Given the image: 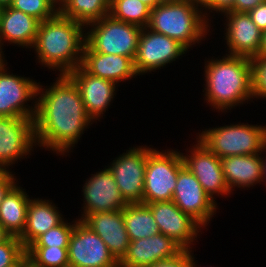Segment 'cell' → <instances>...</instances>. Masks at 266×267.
<instances>
[{"mask_svg":"<svg viewBox=\"0 0 266 267\" xmlns=\"http://www.w3.org/2000/svg\"><path fill=\"white\" fill-rule=\"evenodd\" d=\"M58 76L51 86L38 82L34 136L41 149L67 156L94 122L74 81L68 75Z\"/></svg>","mask_w":266,"mask_h":267,"instance_id":"1","label":"cell"},{"mask_svg":"<svg viewBox=\"0 0 266 267\" xmlns=\"http://www.w3.org/2000/svg\"><path fill=\"white\" fill-rule=\"evenodd\" d=\"M205 60L203 98L214 111L226 114L228 110L253 101V67L250 58L224 54Z\"/></svg>","mask_w":266,"mask_h":267,"instance_id":"2","label":"cell"},{"mask_svg":"<svg viewBox=\"0 0 266 267\" xmlns=\"http://www.w3.org/2000/svg\"><path fill=\"white\" fill-rule=\"evenodd\" d=\"M85 26L59 12L40 22L37 37L32 47L37 63L68 75L81 65L85 45Z\"/></svg>","mask_w":266,"mask_h":267,"instance_id":"3","label":"cell"},{"mask_svg":"<svg viewBox=\"0 0 266 267\" xmlns=\"http://www.w3.org/2000/svg\"><path fill=\"white\" fill-rule=\"evenodd\" d=\"M211 25L204 17L200 1L182 0L156 5L151 9L147 28L178 41L189 51L205 41Z\"/></svg>","mask_w":266,"mask_h":267,"instance_id":"4","label":"cell"},{"mask_svg":"<svg viewBox=\"0 0 266 267\" xmlns=\"http://www.w3.org/2000/svg\"><path fill=\"white\" fill-rule=\"evenodd\" d=\"M217 157L261 154L266 145V125L238 124L202 129L195 136Z\"/></svg>","mask_w":266,"mask_h":267,"instance_id":"5","label":"cell"},{"mask_svg":"<svg viewBox=\"0 0 266 267\" xmlns=\"http://www.w3.org/2000/svg\"><path fill=\"white\" fill-rule=\"evenodd\" d=\"M142 28L106 15L85 27V44L94 52L134 60Z\"/></svg>","mask_w":266,"mask_h":267,"instance_id":"6","label":"cell"},{"mask_svg":"<svg viewBox=\"0 0 266 267\" xmlns=\"http://www.w3.org/2000/svg\"><path fill=\"white\" fill-rule=\"evenodd\" d=\"M183 166L178 149L160 151L155 148L147 158L142 203L171 201L179 170Z\"/></svg>","mask_w":266,"mask_h":267,"instance_id":"7","label":"cell"},{"mask_svg":"<svg viewBox=\"0 0 266 267\" xmlns=\"http://www.w3.org/2000/svg\"><path fill=\"white\" fill-rule=\"evenodd\" d=\"M7 65L3 58L0 62V116L34 118L39 83L29 77L14 75L8 71Z\"/></svg>","mask_w":266,"mask_h":267,"instance_id":"8","label":"cell"},{"mask_svg":"<svg viewBox=\"0 0 266 267\" xmlns=\"http://www.w3.org/2000/svg\"><path fill=\"white\" fill-rule=\"evenodd\" d=\"M150 146L130 147L106 166L114 175L120 194L127 204L142 203L147 158L154 150Z\"/></svg>","mask_w":266,"mask_h":267,"instance_id":"9","label":"cell"},{"mask_svg":"<svg viewBox=\"0 0 266 267\" xmlns=\"http://www.w3.org/2000/svg\"><path fill=\"white\" fill-rule=\"evenodd\" d=\"M187 52L178 41L147 27L142 28L134 57L136 72L139 76L156 72L181 59Z\"/></svg>","mask_w":266,"mask_h":267,"instance_id":"10","label":"cell"},{"mask_svg":"<svg viewBox=\"0 0 266 267\" xmlns=\"http://www.w3.org/2000/svg\"><path fill=\"white\" fill-rule=\"evenodd\" d=\"M195 143L190 145L191 148L188 147V150L185 149L187 154L181 152L184 165L216 203V198L219 196L230 197L231 192L224 177L221 159L197 138Z\"/></svg>","mask_w":266,"mask_h":267,"instance_id":"11","label":"cell"},{"mask_svg":"<svg viewBox=\"0 0 266 267\" xmlns=\"http://www.w3.org/2000/svg\"><path fill=\"white\" fill-rule=\"evenodd\" d=\"M35 147L34 118L0 116V165L11 171L10 167L29 158Z\"/></svg>","mask_w":266,"mask_h":267,"instance_id":"12","label":"cell"},{"mask_svg":"<svg viewBox=\"0 0 266 267\" xmlns=\"http://www.w3.org/2000/svg\"><path fill=\"white\" fill-rule=\"evenodd\" d=\"M146 205L150 208L160 233L171 238L183 250L194 251L192 247L204 230L197 220L182 212L172 200Z\"/></svg>","mask_w":266,"mask_h":267,"instance_id":"13","label":"cell"},{"mask_svg":"<svg viewBox=\"0 0 266 267\" xmlns=\"http://www.w3.org/2000/svg\"><path fill=\"white\" fill-rule=\"evenodd\" d=\"M67 252L69 267H119L104 241L82 220L75 224Z\"/></svg>","mask_w":266,"mask_h":267,"instance_id":"14","label":"cell"},{"mask_svg":"<svg viewBox=\"0 0 266 267\" xmlns=\"http://www.w3.org/2000/svg\"><path fill=\"white\" fill-rule=\"evenodd\" d=\"M172 201L182 212L191 215L204 228L218 212V203L204 191L197 178L185 165L179 170Z\"/></svg>","mask_w":266,"mask_h":267,"instance_id":"15","label":"cell"},{"mask_svg":"<svg viewBox=\"0 0 266 267\" xmlns=\"http://www.w3.org/2000/svg\"><path fill=\"white\" fill-rule=\"evenodd\" d=\"M85 183V184H84ZM82 187L83 204L82 220L87 214L123 210L127 203L123 199L115 181L114 175L108 167L91 174Z\"/></svg>","mask_w":266,"mask_h":267,"instance_id":"16","label":"cell"},{"mask_svg":"<svg viewBox=\"0 0 266 267\" xmlns=\"http://www.w3.org/2000/svg\"><path fill=\"white\" fill-rule=\"evenodd\" d=\"M68 76L74 81L81 93L86 112L97 123L113 103L119 85L88 73L81 65L72 70ZM104 114V115H103Z\"/></svg>","mask_w":266,"mask_h":267,"instance_id":"17","label":"cell"},{"mask_svg":"<svg viewBox=\"0 0 266 267\" xmlns=\"http://www.w3.org/2000/svg\"><path fill=\"white\" fill-rule=\"evenodd\" d=\"M224 37L227 55L256 58L259 52L262 31L252 21L247 12H227L224 14Z\"/></svg>","mask_w":266,"mask_h":267,"instance_id":"18","label":"cell"},{"mask_svg":"<svg viewBox=\"0 0 266 267\" xmlns=\"http://www.w3.org/2000/svg\"><path fill=\"white\" fill-rule=\"evenodd\" d=\"M183 249L168 236L159 233L130 241L127 253L119 267H150L159 261L172 259Z\"/></svg>","mask_w":266,"mask_h":267,"instance_id":"19","label":"cell"},{"mask_svg":"<svg viewBox=\"0 0 266 267\" xmlns=\"http://www.w3.org/2000/svg\"><path fill=\"white\" fill-rule=\"evenodd\" d=\"M82 221L104 241L119 263L126 255L130 243L123 210L87 214Z\"/></svg>","mask_w":266,"mask_h":267,"instance_id":"20","label":"cell"},{"mask_svg":"<svg viewBox=\"0 0 266 267\" xmlns=\"http://www.w3.org/2000/svg\"><path fill=\"white\" fill-rule=\"evenodd\" d=\"M39 23L34 17L11 6L0 8V54L6 58L3 51L6 43L32 49Z\"/></svg>","mask_w":266,"mask_h":267,"instance_id":"21","label":"cell"},{"mask_svg":"<svg viewBox=\"0 0 266 267\" xmlns=\"http://www.w3.org/2000/svg\"><path fill=\"white\" fill-rule=\"evenodd\" d=\"M81 66L91 75L112 81L119 86L120 82L139 76L132 58L94 52L86 44Z\"/></svg>","mask_w":266,"mask_h":267,"instance_id":"22","label":"cell"},{"mask_svg":"<svg viewBox=\"0 0 266 267\" xmlns=\"http://www.w3.org/2000/svg\"><path fill=\"white\" fill-rule=\"evenodd\" d=\"M227 186L231 192L235 188L248 190L262 182V155H235L221 158Z\"/></svg>","mask_w":266,"mask_h":267,"instance_id":"23","label":"cell"},{"mask_svg":"<svg viewBox=\"0 0 266 267\" xmlns=\"http://www.w3.org/2000/svg\"><path fill=\"white\" fill-rule=\"evenodd\" d=\"M64 219L52 200L31 197L27 207L26 227L19 239L27 248L40 235L59 225Z\"/></svg>","mask_w":266,"mask_h":267,"instance_id":"24","label":"cell"},{"mask_svg":"<svg viewBox=\"0 0 266 267\" xmlns=\"http://www.w3.org/2000/svg\"><path fill=\"white\" fill-rule=\"evenodd\" d=\"M19 181L0 202V223L11 235L20 237L26 227L27 207L30 197Z\"/></svg>","mask_w":266,"mask_h":267,"instance_id":"25","label":"cell"},{"mask_svg":"<svg viewBox=\"0 0 266 267\" xmlns=\"http://www.w3.org/2000/svg\"><path fill=\"white\" fill-rule=\"evenodd\" d=\"M123 219L130 241L159 234L150 208L143 203L127 204L123 209Z\"/></svg>","mask_w":266,"mask_h":267,"instance_id":"26","label":"cell"},{"mask_svg":"<svg viewBox=\"0 0 266 267\" xmlns=\"http://www.w3.org/2000/svg\"><path fill=\"white\" fill-rule=\"evenodd\" d=\"M110 6L111 0H64L59 13L86 27L108 15Z\"/></svg>","mask_w":266,"mask_h":267,"instance_id":"27","label":"cell"},{"mask_svg":"<svg viewBox=\"0 0 266 267\" xmlns=\"http://www.w3.org/2000/svg\"><path fill=\"white\" fill-rule=\"evenodd\" d=\"M150 14L151 8L140 0H111L109 15L116 20L145 28Z\"/></svg>","mask_w":266,"mask_h":267,"instance_id":"28","label":"cell"},{"mask_svg":"<svg viewBox=\"0 0 266 267\" xmlns=\"http://www.w3.org/2000/svg\"><path fill=\"white\" fill-rule=\"evenodd\" d=\"M68 247L28 246L31 267H69Z\"/></svg>","mask_w":266,"mask_h":267,"instance_id":"29","label":"cell"},{"mask_svg":"<svg viewBox=\"0 0 266 267\" xmlns=\"http://www.w3.org/2000/svg\"><path fill=\"white\" fill-rule=\"evenodd\" d=\"M10 6L34 17L39 22L46 21L59 12V7L53 0H12Z\"/></svg>","mask_w":266,"mask_h":267,"instance_id":"30","label":"cell"},{"mask_svg":"<svg viewBox=\"0 0 266 267\" xmlns=\"http://www.w3.org/2000/svg\"><path fill=\"white\" fill-rule=\"evenodd\" d=\"M78 220L76 218L68 223L67 219H64L59 225L40 235L29 246L68 247L72 231Z\"/></svg>","mask_w":266,"mask_h":267,"instance_id":"31","label":"cell"},{"mask_svg":"<svg viewBox=\"0 0 266 267\" xmlns=\"http://www.w3.org/2000/svg\"><path fill=\"white\" fill-rule=\"evenodd\" d=\"M26 254V248L19 237L10 236L0 243V267H10Z\"/></svg>","mask_w":266,"mask_h":267,"instance_id":"32","label":"cell"},{"mask_svg":"<svg viewBox=\"0 0 266 267\" xmlns=\"http://www.w3.org/2000/svg\"><path fill=\"white\" fill-rule=\"evenodd\" d=\"M253 67V97L266 100V58H252Z\"/></svg>","mask_w":266,"mask_h":267,"instance_id":"33","label":"cell"},{"mask_svg":"<svg viewBox=\"0 0 266 267\" xmlns=\"http://www.w3.org/2000/svg\"><path fill=\"white\" fill-rule=\"evenodd\" d=\"M234 1L235 0H202L200 3L205 19L208 22L210 21L211 24V21H213L211 18H216L214 17V13H218V15L223 16L227 12H233ZM211 13H213L212 17Z\"/></svg>","mask_w":266,"mask_h":267,"instance_id":"34","label":"cell"},{"mask_svg":"<svg viewBox=\"0 0 266 267\" xmlns=\"http://www.w3.org/2000/svg\"><path fill=\"white\" fill-rule=\"evenodd\" d=\"M192 251L183 250L179 255L172 259L159 261L150 267H191Z\"/></svg>","mask_w":266,"mask_h":267,"instance_id":"35","label":"cell"},{"mask_svg":"<svg viewBox=\"0 0 266 267\" xmlns=\"http://www.w3.org/2000/svg\"><path fill=\"white\" fill-rule=\"evenodd\" d=\"M248 14L262 32L266 31V1L251 9Z\"/></svg>","mask_w":266,"mask_h":267,"instance_id":"36","label":"cell"},{"mask_svg":"<svg viewBox=\"0 0 266 267\" xmlns=\"http://www.w3.org/2000/svg\"><path fill=\"white\" fill-rule=\"evenodd\" d=\"M16 177L17 176H15L13 171H10L0 181V202L3 200L4 196L8 193V191L18 182L19 179H17Z\"/></svg>","mask_w":266,"mask_h":267,"instance_id":"37","label":"cell"},{"mask_svg":"<svg viewBox=\"0 0 266 267\" xmlns=\"http://www.w3.org/2000/svg\"><path fill=\"white\" fill-rule=\"evenodd\" d=\"M266 0H235L233 6V12H249L254 9L258 4L265 2Z\"/></svg>","mask_w":266,"mask_h":267,"instance_id":"38","label":"cell"},{"mask_svg":"<svg viewBox=\"0 0 266 267\" xmlns=\"http://www.w3.org/2000/svg\"><path fill=\"white\" fill-rule=\"evenodd\" d=\"M257 57H265L266 58V31L262 32L261 44L259 48V52Z\"/></svg>","mask_w":266,"mask_h":267,"instance_id":"39","label":"cell"},{"mask_svg":"<svg viewBox=\"0 0 266 267\" xmlns=\"http://www.w3.org/2000/svg\"><path fill=\"white\" fill-rule=\"evenodd\" d=\"M10 267H31L29 256L25 254L18 262Z\"/></svg>","mask_w":266,"mask_h":267,"instance_id":"40","label":"cell"},{"mask_svg":"<svg viewBox=\"0 0 266 267\" xmlns=\"http://www.w3.org/2000/svg\"><path fill=\"white\" fill-rule=\"evenodd\" d=\"M266 154V145L262 149V182L266 184V156H264V153Z\"/></svg>","mask_w":266,"mask_h":267,"instance_id":"41","label":"cell"},{"mask_svg":"<svg viewBox=\"0 0 266 267\" xmlns=\"http://www.w3.org/2000/svg\"><path fill=\"white\" fill-rule=\"evenodd\" d=\"M11 235L5 230L0 223V243L6 241Z\"/></svg>","mask_w":266,"mask_h":267,"instance_id":"42","label":"cell"},{"mask_svg":"<svg viewBox=\"0 0 266 267\" xmlns=\"http://www.w3.org/2000/svg\"><path fill=\"white\" fill-rule=\"evenodd\" d=\"M140 1L149 6L151 9H153L156 5L161 3L159 0H140Z\"/></svg>","mask_w":266,"mask_h":267,"instance_id":"43","label":"cell"},{"mask_svg":"<svg viewBox=\"0 0 266 267\" xmlns=\"http://www.w3.org/2000/svg\"><path fill=\"white\" fill-rule=\"evenodd\" d=\"M10 171L4 166L0 165V181L9 173Z\"/></svg>","mask_w":266,"mask_h":267,"instance_id":"44","label":"cell"},{"mask_svg":"<svg viewBox=\"0 0 266 267\" xmlns=\"http://www.w3.org/2000/svg\"><path fill=\"white\" fill-rule=\"evenodd\" d=\"M12 0H0V8L10 6Z\"/></svg>","mask_w":266,"mask_h":267,"instance_id":"45","label":"cell"},{"mask_svg":"<svg viewBox=\"0 0 266 267\" xmlns=\"http://www.w3.org/2000/svg\"><path fill=\"white\" fill-rule=\"evenodd\" d=\"M193 252H194V251H192V265H191V267H199L198 264H197L198 262L195 261L196 259H195V257H194L195 255L193 254ZM200 267H201V266H200ZM213 267H214V266H213Z\"/></svg>","mask_w":266,"mask_h":267,"instance_id":"46","label":"cell"},{"mask_svg":"<svg viewBox=\"0 0 266 267\" xmlns=\"http://www.w3.org/2000/svg\"><path fill=\"white\" fill-rule=\"evenodd\" d=\"M161 3L164 2H178V1H182V0H159Z\"/></svg>","mask_w":266,"mask_h":267,"instance_id":"47","label":"cell"},{"mask_svg":"<svg viewBox=\"0 0 266 267\" xmlns=\"http://www.w3.org/2000/svg\"><path fill=\"white\" fill-rule=\"evenodd\" d=\"M57 5H58V7L62 4V2L64 1V0H53Z\"/></svg>","mask_w":266,"mask_h":267,"instance_id":"48","label":"cell"},{"mask_svg":"<svg viewBox=\"0 0 266 267\" xmlns=\"http://www.w3.org/2000/svg\"><path fill=\"white\" fill-rule=\"evenodd\" d=\"M3 58H4V57L0 54V62L3 60Z\"/></svg>","mask_w":266,"mask_h":267,"instance_id":"49","label":"cell"}]
</instances>
